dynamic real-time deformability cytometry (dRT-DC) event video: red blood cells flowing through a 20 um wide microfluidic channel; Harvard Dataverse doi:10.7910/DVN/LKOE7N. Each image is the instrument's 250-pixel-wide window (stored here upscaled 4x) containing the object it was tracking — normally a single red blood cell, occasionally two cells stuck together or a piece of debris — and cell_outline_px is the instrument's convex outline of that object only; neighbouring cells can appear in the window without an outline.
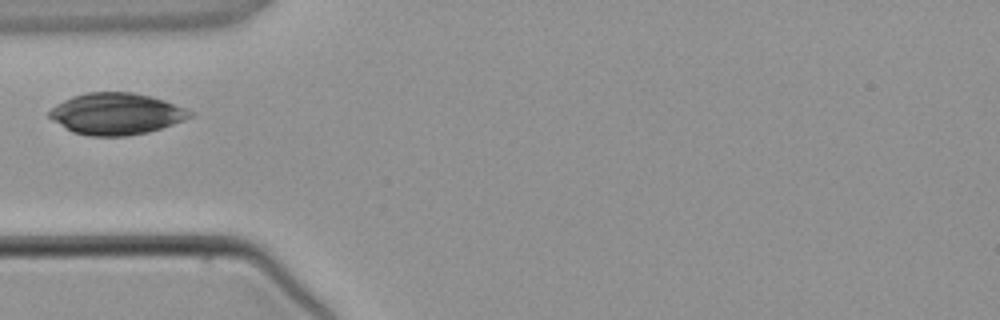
{"species": "common noctule bat (a hibernating species)", "species_latin": "Nyctalus noctula", "temperature_condition": "warm", "stored_images_in_passage": 2, "camera_frame_rate_fps": 3000, "um_per_image_px": 0.085, "animal": {"sex": "male", "body_mass_g": 21.5, "forearm_length_mm": 52.0}, "frame": {"image": 1, "passage_image": 2, "time_ms": 1.333, "image_size_px": [1000, 320], "cell_outline_px": [[196, 112], [192, 116], [184, 120], [148, 132], [124, 136], [88, 136], [72, 132], [52, 120], [48, 116], [48, 112], [56, 104], [72, 96], [88, 92], [132, 92], [164, 100]], "centroid_in_image_um": [9.87, 9.67], "position_along_channel_um": 75.1, "area_um2": 33.99}}